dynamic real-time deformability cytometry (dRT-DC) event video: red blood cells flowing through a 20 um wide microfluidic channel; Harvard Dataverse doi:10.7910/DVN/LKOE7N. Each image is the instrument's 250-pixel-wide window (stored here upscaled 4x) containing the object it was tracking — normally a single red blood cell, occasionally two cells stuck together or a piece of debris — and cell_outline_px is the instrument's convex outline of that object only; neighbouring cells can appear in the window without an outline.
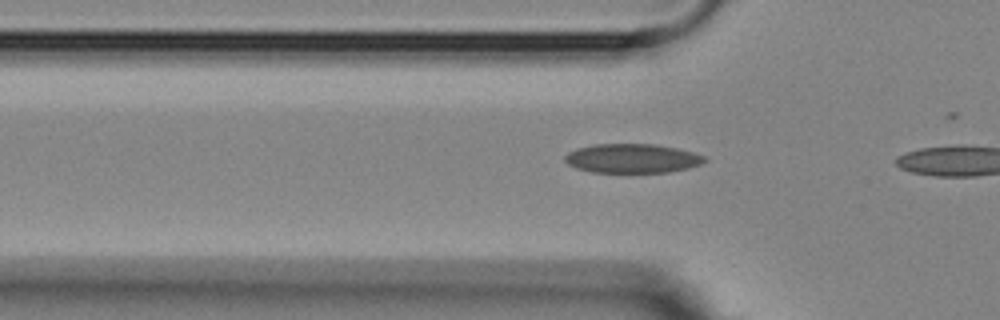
{"species": "Egyptian fruit bat (a non-hibernating species)", "species_latin": "Rousettus aegyptiacus", "temperature_condition": "room temperature", "stored_images_in_passage": 6, "segment_of_instrument_passage": [2, 2], "camera_frame_rate_fps": 3000, "um_per_image_px": 0.085, "animal": {"sex": "female"}, "frame": {"image": 1, "passage_image": 6, "time_ms": 6.0, "image_size_px": [1000, 320], "cell_outline_px": [[708, 160], [700, 164], [688, 168], [668, 172], [592, 172], [576, 168], [568, 164], [564, 160], [564, 156], [568, 152], [576, 148], [596, 144], [656, 144], [676, 148], [692, 152], [704, 156]], "centroid_in_image_um": [53.72, 13.46], "position_along_channel_um": 72.1, "area_um2": 23.7}}